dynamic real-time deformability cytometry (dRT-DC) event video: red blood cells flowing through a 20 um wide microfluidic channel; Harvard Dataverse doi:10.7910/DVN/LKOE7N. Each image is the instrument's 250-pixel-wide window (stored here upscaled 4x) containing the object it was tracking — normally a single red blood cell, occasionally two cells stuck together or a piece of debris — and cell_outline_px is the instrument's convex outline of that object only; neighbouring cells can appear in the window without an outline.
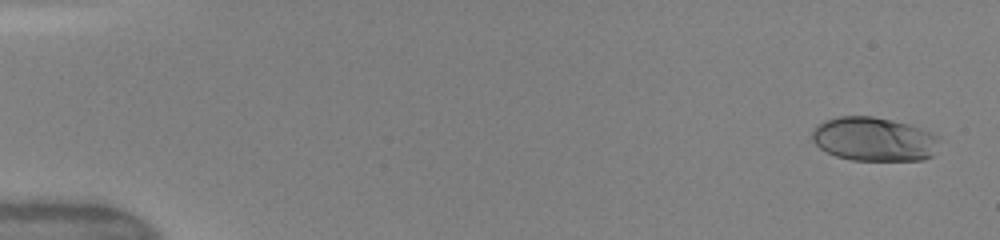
{"species": "human", "species_latin": "Homo sapiens", "temperature_condition": "warm", "stored_images_in_passage": 49, "camera_frame_rate_fps": 3000, "um_per_image_px": 0.085, "donor": {"sex": "female"}, "frame": {"image": 1, "passage_image": 2, "time_ms": 0.333, "image_size_px": [1000, 240], "cell_outline_px": [[936, 140], [932, 156], [924, 160], [852, 160], [836, 156], [820, 148], [812, 140], [812, 132], [824, 120], [840, 116], [872, 116], [892, 120], [908, 124], [920, 128], [936, 136]], "centroid_in_image_um": [74.24, 11.83], "position_along_channel_um": 10.8, "area_um2": 32.08}}
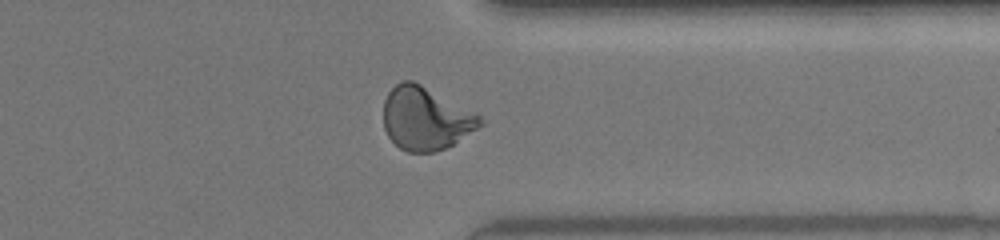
{"frame": {"image": 2, "passage_image": 39, "time_ms": 12.667, "image_size_px": [1000, 240], "cell_outline_px": [[484, 124], [452, 144], [444, 148], [432, 152], [408, 152], [400, 148], [388, 136], [384, 128], [384, 100], [388, 92], [400, 80], [412, 80], [420, 84], [480, 116], [484, 120]], "centroid_in_image_um": [36.14, 10.07], "position_along_channel_um": 375.3, "area_um2": 34.91}}
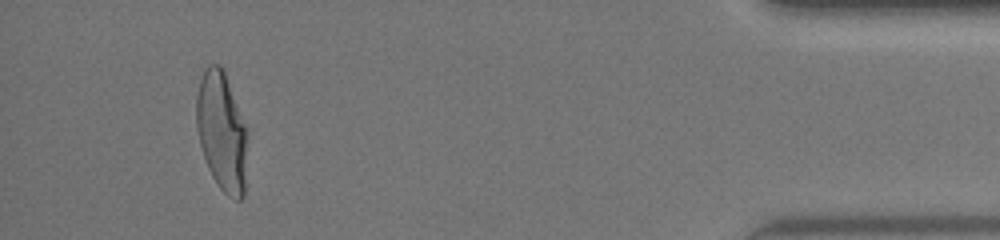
{"frame": {"image": 3, "passage_image": 46, "time_ms": 15.0, "image_size_px": [1000, 240], "cell_outline_px": [[244, 196], [240, 200], [236, 200], [228, 196], [220, 188], [212, 176], [208, 168], [200, 144], [196, 128], [196, 96], [200, 80], [204, 68], [208, 64], [220, 64], [224, 68], [244, 124]], "centroid_in_image_um": [18.78, 11.12], "position_along_channel_um": 416.4, "area_um2": 34.56}, "authors_computed_cell_mechanics": {"area_um2": 33.9864, "velocity_mm_per_s": 4.1639, "shape_relaxation_time_tau1_ms": 4.6237, "shape_relaxation_time_tau2_ms": null, "deformation_change_tau1": 0.2209, "deformation_change_tau2": null}}